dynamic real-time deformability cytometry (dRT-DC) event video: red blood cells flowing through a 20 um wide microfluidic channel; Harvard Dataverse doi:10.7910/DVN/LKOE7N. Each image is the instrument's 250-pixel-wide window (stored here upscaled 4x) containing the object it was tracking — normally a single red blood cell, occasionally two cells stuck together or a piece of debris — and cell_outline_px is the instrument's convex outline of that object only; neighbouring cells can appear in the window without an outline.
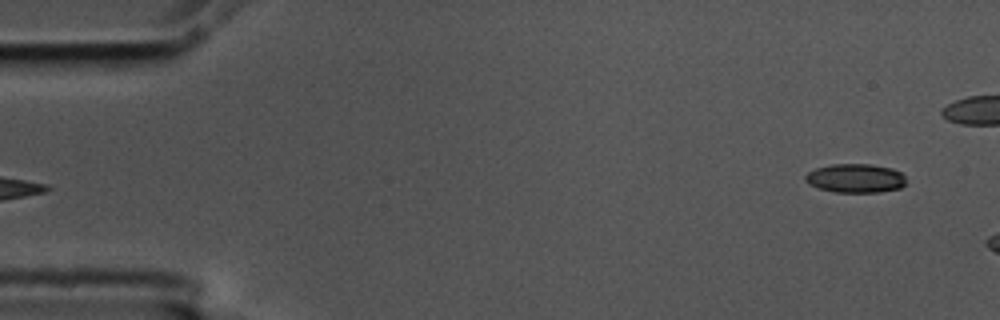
{"species": "common noctule bat (a hibernating species)", "species_latin": "Nyctalus noctula", "temperature_condition": "cold", "stored_images_in_passage": 4, "segment_of_instrument_passage": [2, 2], "camera_frame_rate_fps": 3000, "um_per_image_px": 0.085, "animal": {"sex": "male", "body_mass_g": 17.5, "forearm_length_mm": 52.3}, "frame": {"image": 1, "passage_image": 4, "time_ms": 1.0, "image_size_px": [1000, 320], "cell_outline_px": [[904, 184], [900, 188], [880, 192], [836, 192], [820, 188], [808, 184], [804, 180], [804, 176], [808, 172], [816, 168], [832, 164], [872, 164], [892, 168], [900, 172], [904, 176]], "centroid_in_image_um": [72.69, 15.14], "position_along_channel_um": 12.3, "area_um2": 16.94}}